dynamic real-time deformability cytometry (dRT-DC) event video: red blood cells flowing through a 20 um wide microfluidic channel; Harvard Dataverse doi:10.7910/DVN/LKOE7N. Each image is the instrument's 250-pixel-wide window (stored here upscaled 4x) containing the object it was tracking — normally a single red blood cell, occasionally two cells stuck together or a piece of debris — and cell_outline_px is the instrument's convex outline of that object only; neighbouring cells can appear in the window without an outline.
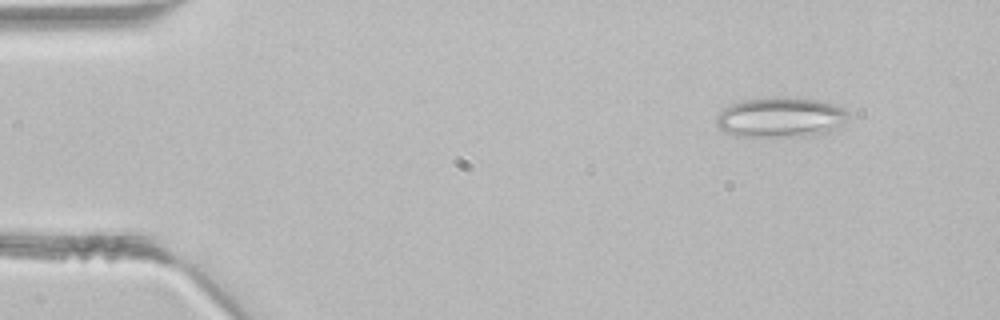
{"species": "common noctule bat (a hibernating species)", "species_latin": "Nyctalus noctula", "temperature_condition": "room temperature", "stored_images_in_passage": 4, "camera_frame_rate_fps": 3000, "um_per_image_px": 0.085, "animal": {"sex": "male", "body_mass_g": 21.5, "forearm_length_mm": 52.0}, "frame": {"image": 1, "passage_image": 2, "time_ms": 0.333, "image_size_px": [1000, 320], "cell_outline_px": [[848, 116], [836, 128], [828, 132], [808, 136], [736, 136], [724, 132], [716, 124], [716, 116], [724, 108], [732, 104], [744, 100], [776, 96], [788, 96], [820, 100], [844, 108], [848, 112]], "centroid_in_image_um": [66.33, 9.96], "position_along_channel_um": 18.7, "area_um2": 30.92}}